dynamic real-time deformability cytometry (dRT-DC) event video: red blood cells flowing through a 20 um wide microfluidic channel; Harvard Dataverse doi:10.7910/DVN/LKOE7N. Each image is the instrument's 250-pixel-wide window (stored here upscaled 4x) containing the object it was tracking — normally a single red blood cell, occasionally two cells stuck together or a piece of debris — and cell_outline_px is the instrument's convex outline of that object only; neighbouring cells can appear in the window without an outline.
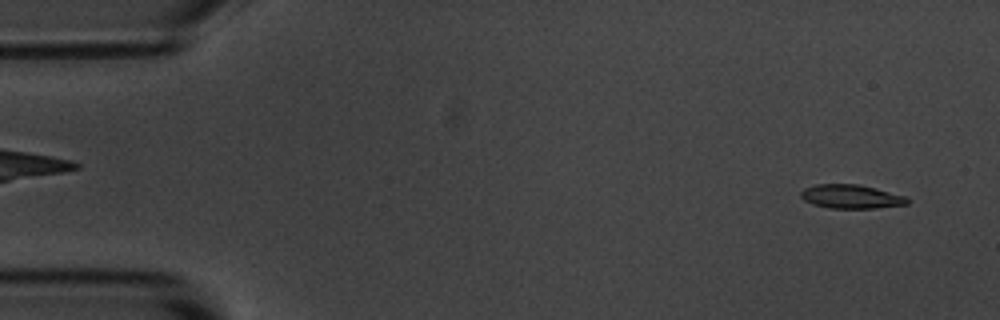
{"species": "common noctule bat (a hibernating species)", "species_latin": "Nyctalus noctula", "temperature_condition": "room temperature", "stored_images_in_passage": 55, "camera_frame_rate_fps": 3000, "um_per_image_px": 0.085, "animal": {"sex": "male", "body_mass_g": 20.1, "forearm_length_mm": 53.5}, "frame": {"image": 1, "passage_image": 3, "time_ms": 0.667, "image_size_px": [1000, 320], "cell_outline_px": [[908, 204], [876, 208], [828, 208], [812, 204], [804, 200], [800, 196], [800, 192], [804, 188], [816, 184], [860, 184], [876, 188], [904, 196], [908, 200]], "centroid_in_image_um": [72.3, 16.7], "position_along_channel_um": 12.7, "area_um2": 14.8}}
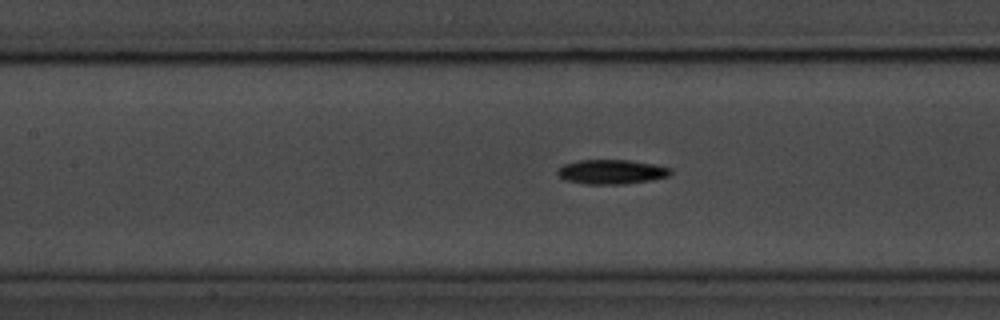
{"frame": {"image": 2, "passage_image": 24, "time_ms": 7.667, "image_size_px": [1000, 320], "cell_outline_px": [[672, 172], [668, 176], [652, 180], [624, 184], [584, 184], [564, 180], [556, 172], [564, 164], [580, 160], [628, 160], [656, 164], [672, 168]], "centroid_in_image_um": [52.0, 14.61], "position_along_channel_um": 155.4, "area_um2": 16.18}}
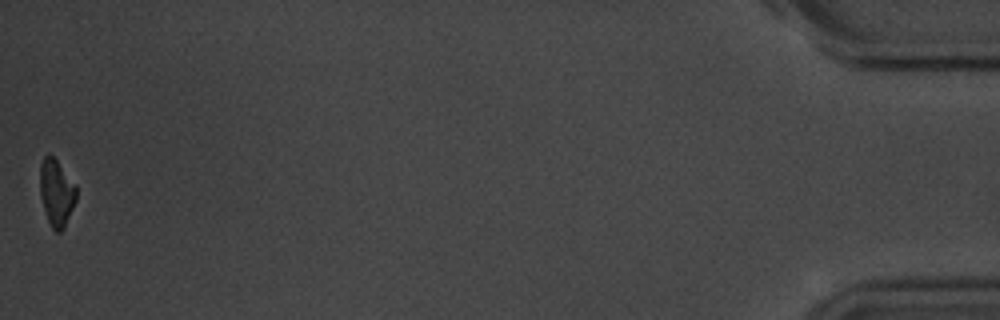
{"frame": {"image": 3, "passage_image": 55, "time_ms": 18.0, "image_size_px": [1000, 320], "cell_outline_px": [[76, 200], [64, 228], [60, 232], [56, 232], [52, 228], [48, 220], [40, 196], [40, 164], [44, 156], [48, 152], [56, 160], [76, 184]], "centroid_in_image_um": [4.8, 16.36], "position_along_channel_um": 430.4, "area_um2": 14.1}, "authors_computed_cell_mechanics": {"area_um2": 15.2592, "velocity_mm_per_s": 3.6062, "shape_relaxation_time_tau1_ms": 2.4609, "shape_relaxation_time_tau2_ms": null, "deformation_change_tau1": 0.1328, "deformation_change_tau2": null}}